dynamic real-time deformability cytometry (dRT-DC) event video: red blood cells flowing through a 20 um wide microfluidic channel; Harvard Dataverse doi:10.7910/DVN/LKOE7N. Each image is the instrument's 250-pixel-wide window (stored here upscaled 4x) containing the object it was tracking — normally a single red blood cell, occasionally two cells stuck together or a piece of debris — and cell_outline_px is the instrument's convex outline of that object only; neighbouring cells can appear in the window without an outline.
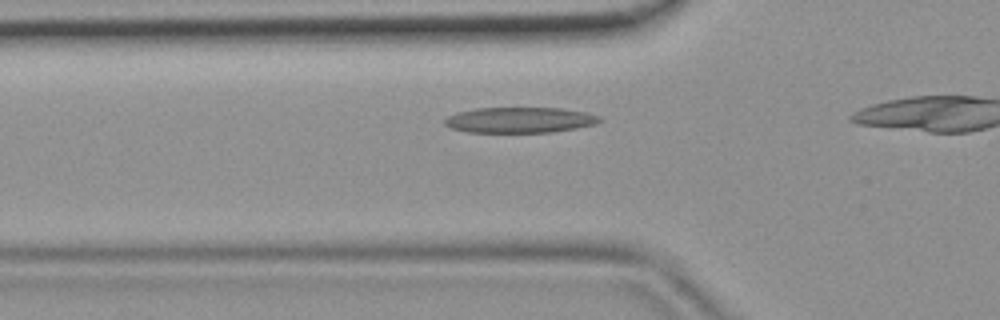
{"species": "common noctule bat (a hibernating species)", "species_latin": "Nyctalus noctula", "temperature_condition": "room temperature", "stored_images_in_passage": 5, "camera_frame_rate_fps": 3000, "um_per_image_px": 0.085, "animal": {"sex": "female", "body_mass_g": 19.9}, "frame": {"image": 1, "passage_image": 3, "time_ms": 0.667, "image_size_px": [1000, 320], "cell_outline_px": [[604, 120], [596, 124], [576, 128], [552, 132], [464, 132], [452, 128], [444, 124], [444, 120], [448, 116], [456, 112], [476, 108], [560, 108], [584, 112], [600, 116]], "centroid_in_image_um": [44.18, 10.2], "position_along_channel_um": 81.6, "area_um2": 23.18}}